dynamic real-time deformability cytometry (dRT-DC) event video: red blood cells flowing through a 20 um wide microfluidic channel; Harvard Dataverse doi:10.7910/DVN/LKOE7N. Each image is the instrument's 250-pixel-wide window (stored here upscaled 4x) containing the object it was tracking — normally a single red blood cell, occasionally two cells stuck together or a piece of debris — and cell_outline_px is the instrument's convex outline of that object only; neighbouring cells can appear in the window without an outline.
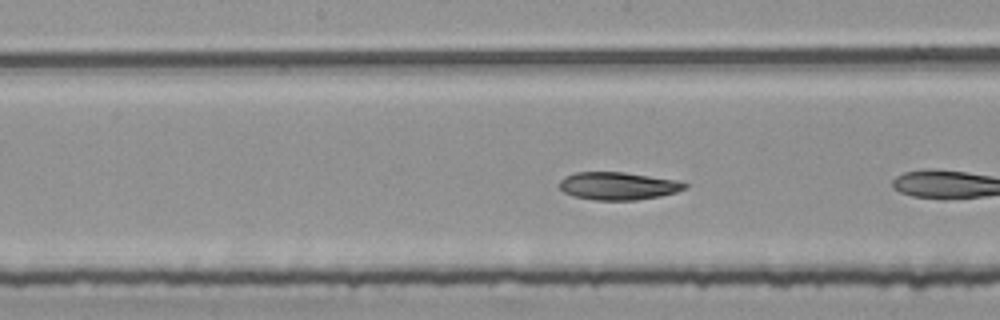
{"species": "common noctule bat (a hibernating species)", "species_latin": "Nyctalus noctula", "temperature_condition": "room temperature", "stored_images_in_passage": 9, "camera_frame_rate_fps": 3000, "um_per_image_px": 0.085, "animal": {"sex": "female", "body_mass_g": 25.1}, "frame": {"image": 1, "passage_image": 7, "time_ms": 2.0, "image_size_px": [1000, 320], "cell_outline_px": [[688, 188], [676, 192], [660, 196], [636, 200], [592, 200], [572, 196], [564, 192], [560, 188], [560, 180], [564, 176], [576, 172], [624, 172], [680, 180], [688, 184]], "centroid_in_image_um": [52.56, 15.8], "position_along_channel_um": 195.6, "area_um2": 20.52}}